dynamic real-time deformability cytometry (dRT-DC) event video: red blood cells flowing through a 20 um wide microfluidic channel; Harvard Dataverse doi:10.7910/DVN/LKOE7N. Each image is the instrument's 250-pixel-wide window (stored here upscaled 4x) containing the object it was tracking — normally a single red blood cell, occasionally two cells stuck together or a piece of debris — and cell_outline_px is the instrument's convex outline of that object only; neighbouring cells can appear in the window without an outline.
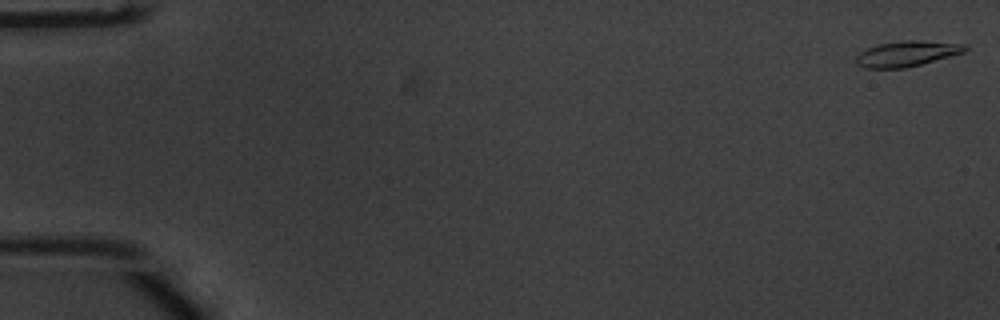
{"species": "common noctule bat (a hibernating species)", "species_latin": "Nyctalus noctula", "temperature_condition": "warm", "stored_images_in_passage": 13, "camera_frame_rate_fps": 3000, "um_per_image_px": 0.085, "animal": {"sex": "male", "body_mass_g": 20.1, "forearm_length_mm": 53.5}, "frame": {"image": 1, "passage_image": 1, "time_ms": 0.0, "image_size_px": [1000, 320], "cell_outline_px": [[968, 48], [964, 52], [920, 64], [904, 68], [868, 68], [856, 64], [856, 56], [860, 52], [868, 48], [880, 44], [900, 40], [924, 40], [968, 44]], "centroid_in_image_um": [77.11, 4.54], "position_along_channel_um": 7.9, "area_um2": 16.13}}